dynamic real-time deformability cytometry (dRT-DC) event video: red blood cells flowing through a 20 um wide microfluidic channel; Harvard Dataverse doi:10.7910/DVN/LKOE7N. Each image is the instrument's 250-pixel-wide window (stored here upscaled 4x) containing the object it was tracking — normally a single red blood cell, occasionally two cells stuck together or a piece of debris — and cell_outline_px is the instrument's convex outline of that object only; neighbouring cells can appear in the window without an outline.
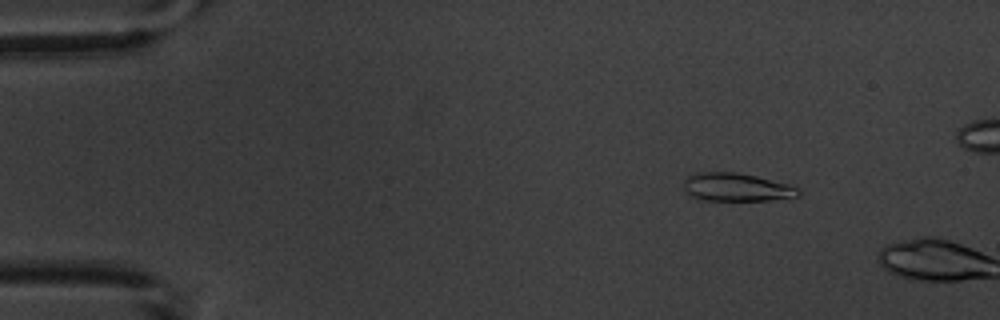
{"species": "common noctule bat (a hibernating species)", "species_latin": "Nyctalus noctula", "temperature_condition": "warm", "stored_images_in_passage": 3, "camera_frame_rate_fps": 3000, "um_per_image_px": 0.085, "animal": {"sex": "male", "body_mass_g": 20.1, "forearm_length_mm": 53.5}, "frame": {"image": 1, "passage_image": 2, "time_ms": 1.0, "image_size_px": [1000, 320], "cell_outline_px": [[800, 196], [768, 200], [696, 200], [688, 196], [684, 188], [684, 180], [688, 176], [700, 172], [736, 172], [756, 176], [788, 184], [800, 188]], "centroid_in_image_um": [62.57, 15.92], "position_along_channel_um": 22.4, "area_um2": 18.96}}